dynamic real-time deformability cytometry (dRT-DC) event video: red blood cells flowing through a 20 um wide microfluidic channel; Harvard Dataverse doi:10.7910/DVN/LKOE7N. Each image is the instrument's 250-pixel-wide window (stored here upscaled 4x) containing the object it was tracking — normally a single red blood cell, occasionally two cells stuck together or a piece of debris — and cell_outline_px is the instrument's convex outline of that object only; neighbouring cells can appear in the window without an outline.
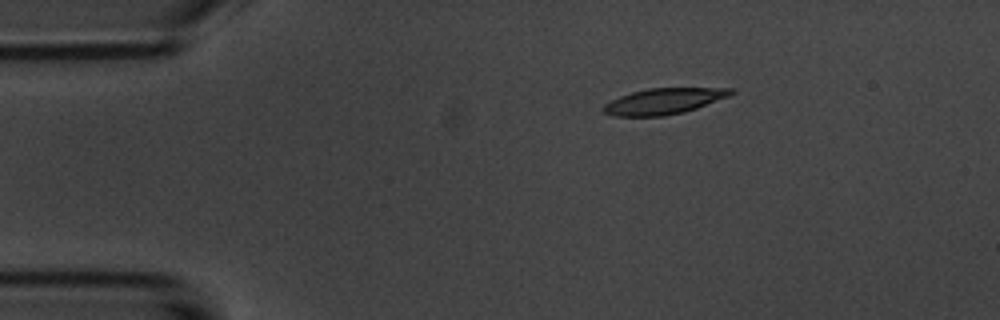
{"species": "common noctule bat (a hibernating species)", "species_latin": "Nyctalus noctula", "temperature_condition": "room temperature", "stored_images_in_passage": 4, "camera_frame_rate_fps": 3000, "um_per_image_px": 0.085, "animal": {"sex": "male", "body_mass_g": 20.1, "forearm_length_mm": 53.5}, "frame": {"image": 1, "passage_image": 1, "time_ms": 0.0, "image_size_px": [1000, 320], "cell_outline_px": [[736, 92], [728, 96], [696, 108], [684, 112], [664, 116], [616, 116], [604, 112], [600, 108], [604, 104], [620, 96], [632, 92], [648, 88], [732, 88]], "centroid_in_image_um": [56.4, 8.6], "position_along_channel_um": 28.6, "area_um2": 19.13}}
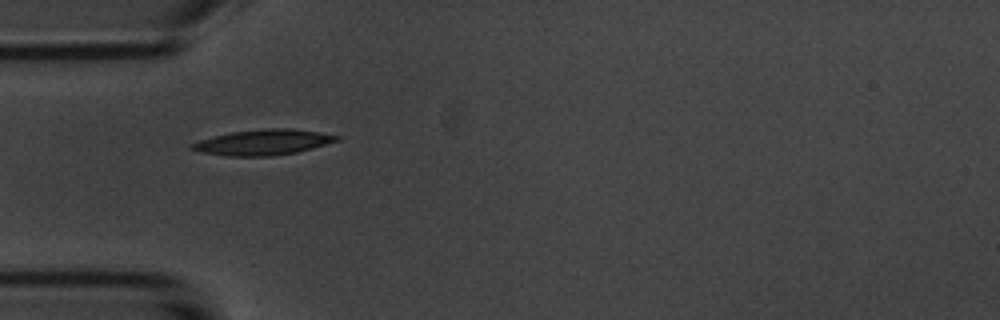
{"frame": {"image": 2, "passage_image": 3, "time_ms": 2.333, "image_size_px": [1000, 320], "cell_outline_px": [[340, 140], [312, 148], [296, 152], [272, 156], [228, 156], [204, 152], [188, 148], [192, 144], [200, 140], [232, 132], [268, 128], [292, 128], [320, 132], [340, 136]], "centroid_in_image_um": [22.42, 12.09], "position_along_channel_um": 62.6, "area_um2": 21.27}}
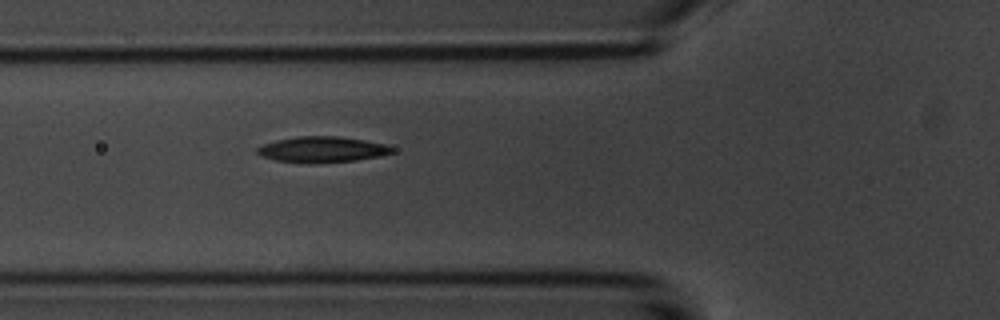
{"frame": {"image": 3, "passage_image": 4, "time_ms": 3.333, "image_size_px": [1000, 320], "cell_outline_px": [[396, 152], [380, 156], [356, 160], [312, 164], [276, 160], [260, 156], [256, 152], [256, 148], [264, 144], [276, 140], [296, 136], [336, 136], [364, 140], [384, 144], [396, 148]], "centroid_in_image_um": [27.39, 12.71], "position_along_channel_um": 98.4, "area_um2": 20.46}}